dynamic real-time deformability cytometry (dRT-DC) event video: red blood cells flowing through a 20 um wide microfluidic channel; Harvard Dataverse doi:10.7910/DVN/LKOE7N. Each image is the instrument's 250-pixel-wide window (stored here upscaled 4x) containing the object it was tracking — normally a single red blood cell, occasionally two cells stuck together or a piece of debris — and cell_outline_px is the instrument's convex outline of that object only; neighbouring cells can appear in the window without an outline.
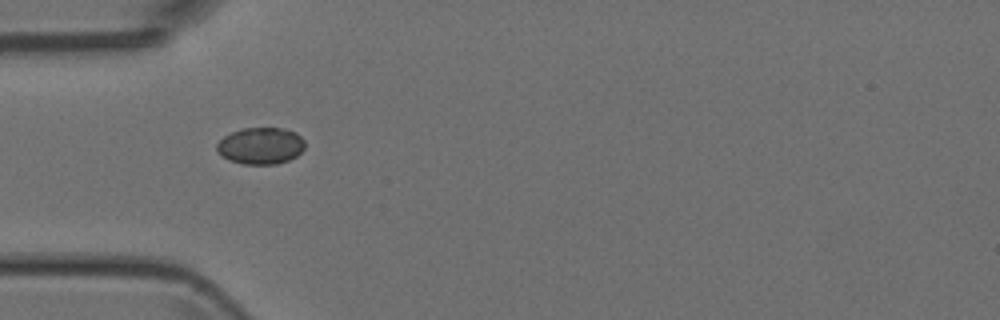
{"species": "Egyptian fruit bat (a non-hibernating species)", "species_latin": "Rousettus aegyptiacus", "temperature_condition": "room temperature", "stored_images_in_passage": 6, "camera_frame_rate_fps": 3000, "um_per_image_px": 0.085, "animal": {"sex": "female"}, "frame": {"image": 1, "passage_image": 1, "time_ms": 0.0, "image_size_px": [1000, 320], "cell_outline_px": [[304, 148], [296, 156], [288, 160], [276, 164], [244, 164], [228, 160], [216, 148], [216, 144], [224, 136], [232, 132], [244, 128], [280, 128], [296, 132], [304, 140]], "centroid_in_image_um": [22.16, 12.39], "position_along_channel_um": 62.8, "area_um2": 18.67}}
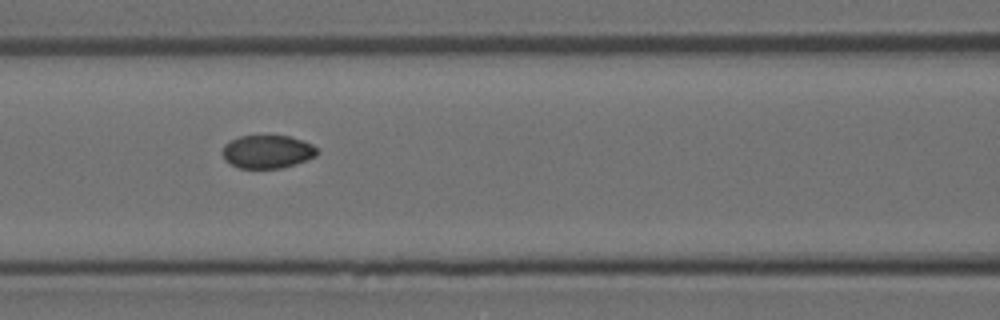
{"frame": {"image": 2, "passage_image": 3, "time_ms": 2.0, "image_size_px": [1000, 320], "cell_outline_px": [[320, 152], [316, 156], [296, 164], [280, 168], [240, 168], [224, 160], [224, 144], [228, 140], [240, 136], [292, 136], [304, 140], [312, 144]], "centroid_in_image_um": [22.76, 12.88], "position_along_channel_um": 143.8, "area_um2": 18.38}}
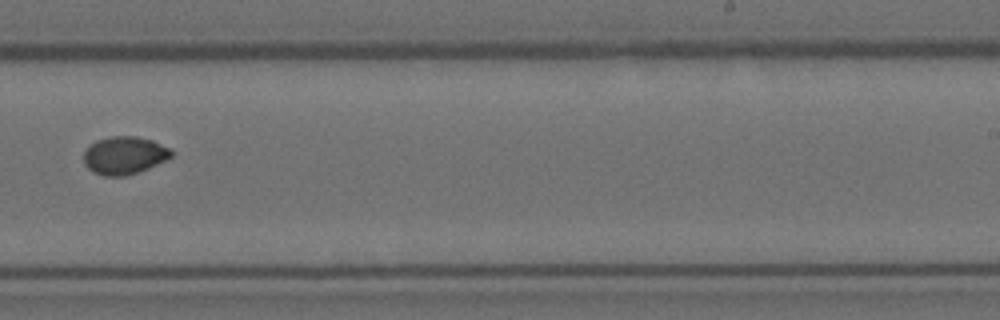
{"frame": {"image": 3, "passage_image": 6, "time_ms": 5.333, "image_size_px": [1000, 320], "cell_outline_px": [[172, 156], [148, 168], [124, 176], [104, 176], [92, 172], [84, 164], [84, 152], [96, 140], [112, 136], [136, 136], [152, 140], [172, 148]], "centroid_in_image_um": [10.56, 13.2], "position_along_channel_um": 278.4, "area_um2": 19.19}}